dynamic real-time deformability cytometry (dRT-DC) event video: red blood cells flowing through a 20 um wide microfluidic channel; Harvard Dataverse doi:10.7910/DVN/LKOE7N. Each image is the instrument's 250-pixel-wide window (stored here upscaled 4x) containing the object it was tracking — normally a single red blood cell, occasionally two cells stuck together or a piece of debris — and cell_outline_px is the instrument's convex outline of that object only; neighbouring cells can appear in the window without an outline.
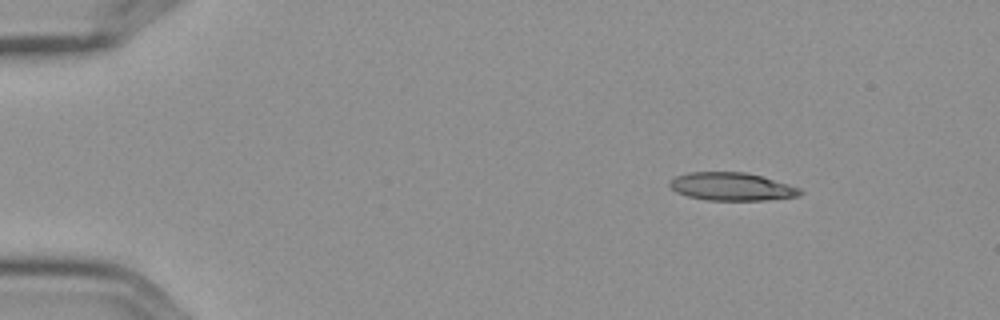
{"species": "Egyptian fruit bat (a non-hibernating species)", "species_latin": "Rousettus aegyptiacus", "temperature_condition": "cold", "stored_images_in_passage": 6, "camera_frame_rate_fps": 3000, "um_per_image_px": 0.085, "frame": {"image": 1, "passage_image": 3, "time_ms": 0.667, "image_size_px": [1000, 320], "cell_outline_px": [[804, 192], [800, 196], [764, 200], [708, 200], [688, 196], [676, 192], [668, 184], [676, 176], [688, 172], [744, 172], [760, 176], [800, 188]], "centroid_in_image_um": [62.19, 15.86], "position_along_channel_um": 22.8, "area_um2": 21.04}}
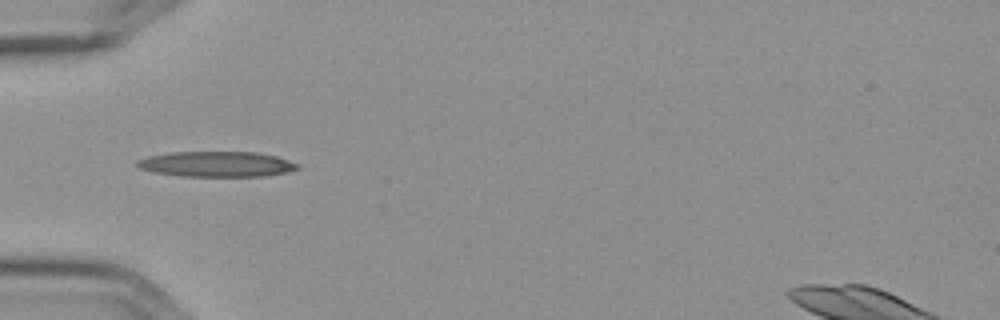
{"frame": {"image": 2, "passage_image": 6, "time_ms": 1.667, "image_size_px": [1000, 320], "cell_outline_px": [[300, 168], [288, 172], [264, 176], [180, 176], [152, 172], [140, 168], [136, 164], [136, 160], [148, 156], [172, 152], [256, 152], [276, 156], [300, 164]], "centroid_in_image_um": [18.42, 13.95], "position_along_channel_um": 66.6, "area_um2": 23.81}}